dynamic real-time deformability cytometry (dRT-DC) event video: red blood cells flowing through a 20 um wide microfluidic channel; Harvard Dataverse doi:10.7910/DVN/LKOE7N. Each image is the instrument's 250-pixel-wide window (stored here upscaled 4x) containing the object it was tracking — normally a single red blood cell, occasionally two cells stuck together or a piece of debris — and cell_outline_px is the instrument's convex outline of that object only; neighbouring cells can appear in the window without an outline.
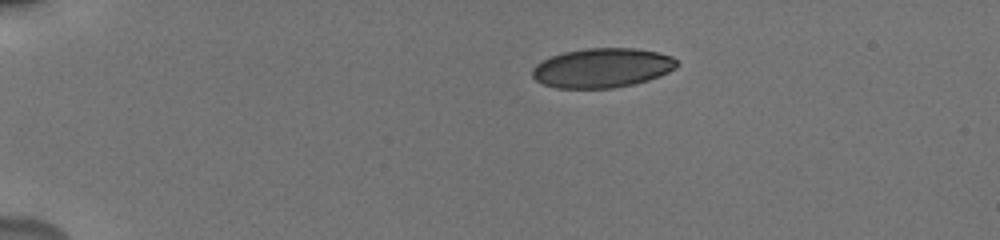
{"species": "human", "species_latin": "Homo sapiens", "temperature_condition": "cold", "stored_images_in_passage": 44, "camera_frame_rate_fps": 3000, "um_per_image_px": 0.085, "donor": {"sex": "male"}, "frame": {"image": 1, "passage_image": 1, "time_ms": 0.0, "image_size_px": [1000, 240], "cell_outline_px": [[680, 64], [676, 68], [660, 76], [648, 80], [632, 84], [612, 88], [556, 88], [544, 84], [536, 80], [532, 76], [532, 68], [536, 64], [552, 56], [564, 52], [588, 48], [636, 48], [660, 52], [672, 56]], "centroid_in_image_um": [51.22, 5.76], "position_along_channel_um": 33.8, "area_um2": 33.29}}
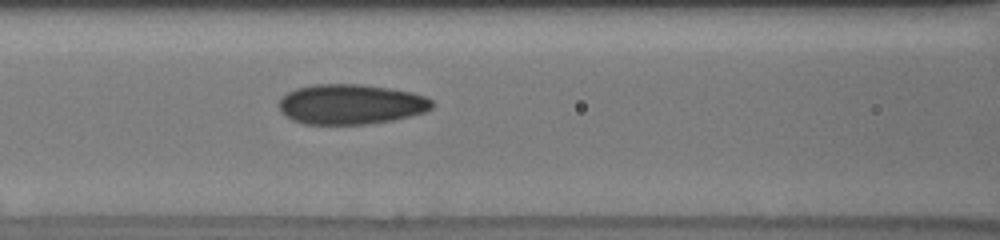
{"frame": {"image": 2, "passage_image": 15, "time_ms": 4.667, "image_size_px": [1000, 240], "cell_outline_px": [[432, 108], [424, 112], [392, 120], [364, 124], [304, 124], [292, 120], [284, 116], [280, 112], [280, 100], [288, 92], [296, 88], [312, 84], [360, 84], [388, 88], [412, 92], [424, 96], [432, 100]], "centroid_in_image_um": [29.79, 8.86], "position_along_channel_um": 136.8, "area_um2": 35.66}}
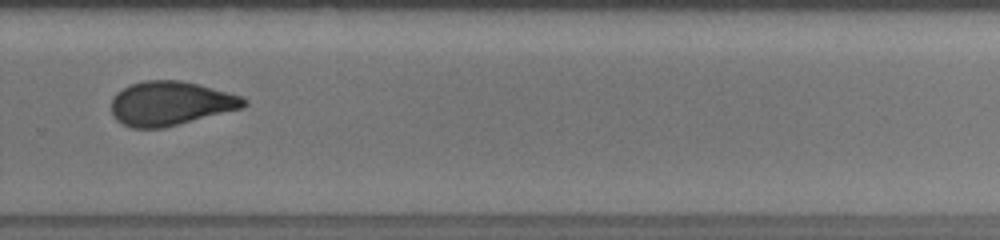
{"frame": {"image": 3, "passage_image": 29, "time_ms": 9.333, "image_size_px": [1000, 240], "cell_outline_px": [[248, 104], [240, 108], [164, 128], [132, 128], [116, 120], [112, 116], [112, 96], [116, 92], [132, 84], [144, 80], [180, 80], [200, 84], [240, 96], [248, 100]], "centroid_in_image_um": [14.46, 8.78], "position_along_channel_um": 315.3, "area_um2": 33.93}, "authors_computed_cell_mechanics": {"area_um2": 34.7089, "velocity_mm_per_s": 3.8377, "shape_relaxation_time_tau1_ms": 8.5668, "shape_relaxation_time_tau2_ms": 1.3755, "deformation_change_tau1": 0.1844, "deformation_change_tau2": 0.0718}}